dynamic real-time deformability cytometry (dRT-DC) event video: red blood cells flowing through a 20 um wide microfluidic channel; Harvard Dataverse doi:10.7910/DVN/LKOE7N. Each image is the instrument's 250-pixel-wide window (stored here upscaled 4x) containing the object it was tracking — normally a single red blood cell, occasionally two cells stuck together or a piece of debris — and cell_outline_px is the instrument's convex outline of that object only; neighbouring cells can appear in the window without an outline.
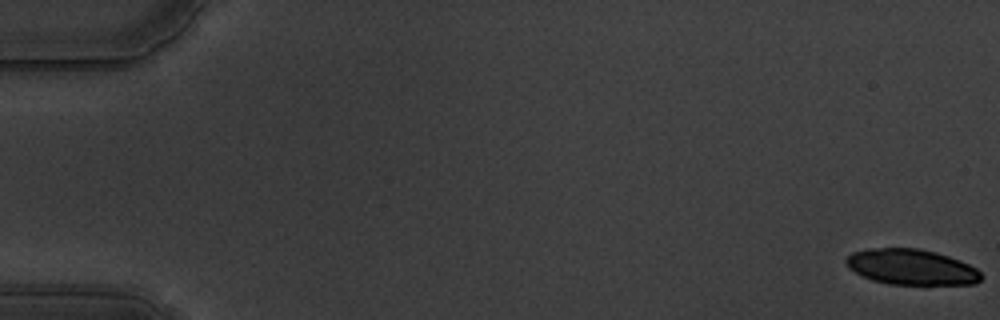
{"species": "common noctule bat (a hibernating species)", "species_latin": "Nyctalus noctula", "temperature_condition": "warm", "stored_images_in_passage": 58, "camera_frame_rate_fps": 3000, "um_per_image_px": 0.085, "animal": {"sex": "male", "body_mass_g": 19.5, "forearm_length_mm": 54.6}, "frame": {"image": 1, "passage_image": 1, "time_ms": 0.0, "image_size_px": [1000, 320], "cell_outline_px": [[984, 276], [976, 284], [888, 284], [872, 280], [848, 268], [844, 264], [844, 260], [852, 252], [868, 248], [920, 248], [936, 252], [960, 260], [976, 268]], "centroid_in_image_um": [77.46, 22.69], "position_along_channel_um": 7.5, "area_um2": 28.15}}